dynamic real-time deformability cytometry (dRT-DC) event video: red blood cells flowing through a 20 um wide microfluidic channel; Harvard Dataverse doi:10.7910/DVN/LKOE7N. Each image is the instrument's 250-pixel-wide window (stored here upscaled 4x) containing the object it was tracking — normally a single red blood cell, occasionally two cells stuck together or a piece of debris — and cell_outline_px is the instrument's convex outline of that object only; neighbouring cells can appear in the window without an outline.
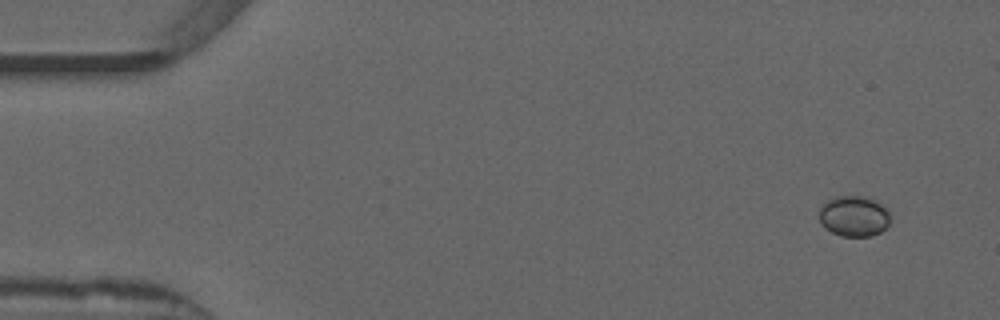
{"species": "common noctule bat (a hibernating species)", "species_latin": "Nyctalus noctula", "temperature_condition": "warm", "stored_images_in_passage": 50, "camera_frame_rate_fps": 3000, "um_per_image_px": 0.085, "animal": {"sex": "male", "forearm_length_mm": 52.5}, "frame": {"image": 1, "passage_image": 1, "time_ms": 0.0, "image_size_px": [1000, 320], "cell_outline_px": [[888, 224], [880, 232], [868, 236], [840, 236], [824, 228], [820, 224], [820, 208], [828, 200], [836, 196], [864, 196], [876, 200], [888, 212]], "centroid_in_image_um": [72.54, 18.37], "position_along_channel_um": 12.5, "area_um2": 16.65}}
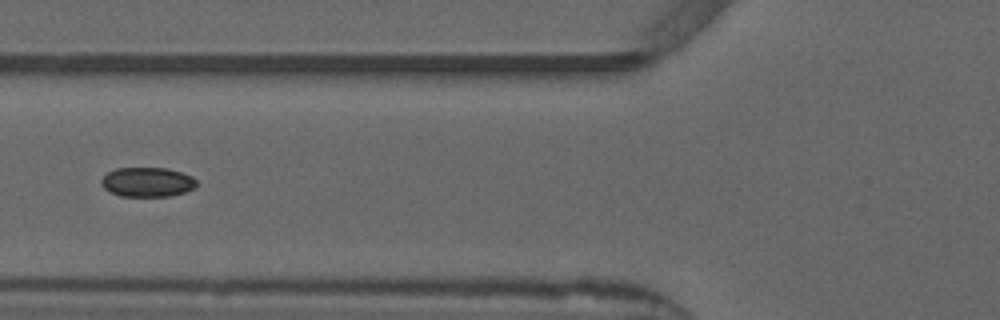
{"frame": {"image": 2, "passage_image": 18, "time_ms": 5.667, "image_size_px": [1000, 320], "cell_outline_px": [[196, 188], [184, 192], [168, 196], [120, 196], [104, 188], [100, 184], [100, 180], [108, 172], [116, 168], [168, 168], [192, 176], [196, 180]], "centroid_in_image_um": [12.52, 15.47], "position_along_channel_um": 113.3, "area_um2": 16.36}}
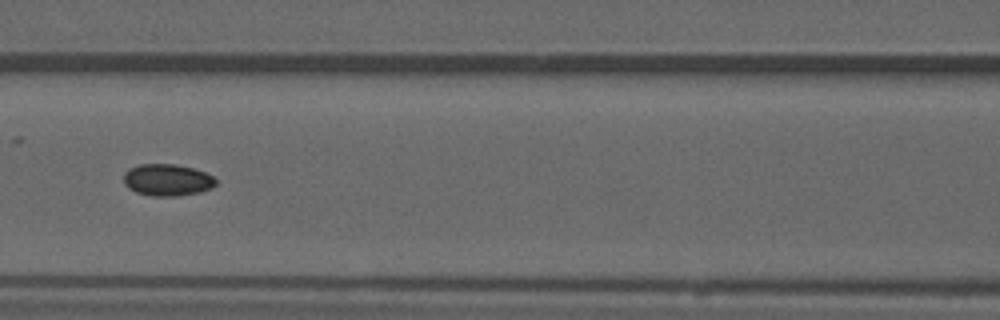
{"frame": {"image": 3, "passage_image": 21, "time_ms": 6.667, "image_size_px": [1000, 320], "cell_outline_px": [[216, 184], [212, 188], [200, 192], [176, 196], [152, 196], [136, 192], [128, 188], [124, 184], [124, 172], [128, 168], [140, 164], [176, 164], [192, 168], [204, 172], [212, 176], [216, 180]], "centroid_in_image_um": [14.2, 15.29], "position_along_channel_um": 152.4, "area_um2": 17.17}, "authors_computed_cell_mechanics": {"area_um2": 16.473, "velocity_mm_per_s": 3.8869, "shape_relaxation_time_tau1_ms": null, "shape_relaxation_time_tau2_ms": 3.0955, "deformation_change_tau1": null, "deformation_change_tau2": 0.0419}}